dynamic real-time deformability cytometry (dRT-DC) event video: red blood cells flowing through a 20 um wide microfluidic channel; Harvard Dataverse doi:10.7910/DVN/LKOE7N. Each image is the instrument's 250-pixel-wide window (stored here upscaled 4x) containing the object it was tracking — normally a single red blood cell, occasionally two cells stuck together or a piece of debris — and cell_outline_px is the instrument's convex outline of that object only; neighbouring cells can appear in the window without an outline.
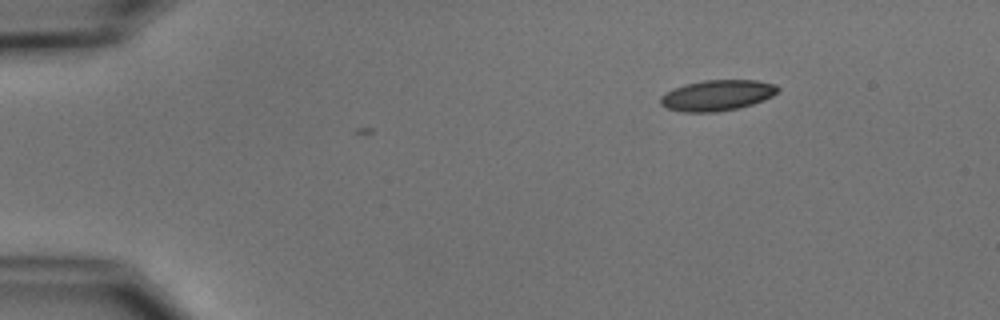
{"species": "common noctule bat (a hibernating species)", "species_latin": "Nyctalus noctula", "temperature_condition": "cold", "stored_images_in_passage": 4, "camera_frame_rate_fps": 3000, "um_per_image_px": 0.085, "animal": {"sex": "male", "body_mass_g": 15.6}, "frame": {"image": 1, "passage_image": 4, "time_ms": 3.667, "image_size_px": [1000, 320], "cell_outline_px": [[780, 88], [772, 96], [764, 100], [740, 108], [716, 112], [684, 112], [668, 108], [660, 104], [660, 96], [664, 92], [684, 84], [704, 80], [756, 80], [776, 84]], "centroid_in_image_um": [60.95, 8.1], "position_along_channel_um": 24.1, "area_um2": 21.15}}